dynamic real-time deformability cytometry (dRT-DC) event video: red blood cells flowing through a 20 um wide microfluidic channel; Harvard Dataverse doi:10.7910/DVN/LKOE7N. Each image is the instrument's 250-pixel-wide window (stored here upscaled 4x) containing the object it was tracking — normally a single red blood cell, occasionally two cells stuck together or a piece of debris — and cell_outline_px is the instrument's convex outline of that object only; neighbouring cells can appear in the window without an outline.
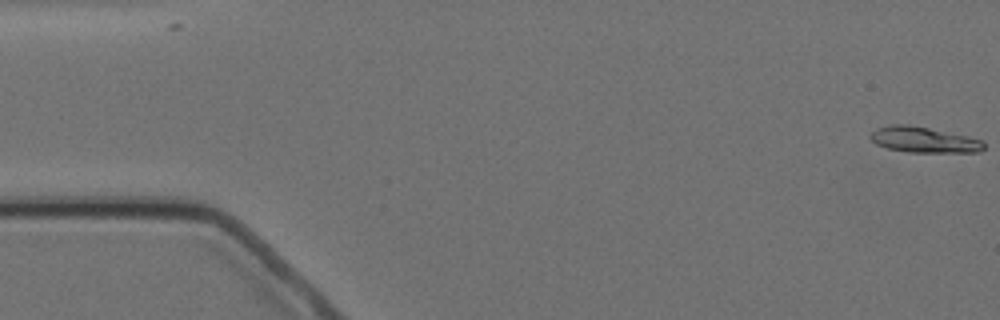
{"species": "Egyptian fruit bat (a non-hibernating species)", "species_latin": "Rousettus aegyptiacus", "temperature_condition": "cold", "stored_images_in_passage": 6, "camera_frame_rate_fps": 3000, "um_per_image_px": 0.085, "animal": {"sex": "female"}, "frame": {"image": 1, "passage_image": 1, "time_ms": 0.0, "image_size_px": [1000, 320], "cell_outline_px": [[984, 148], [980, 152], [908, 152], [888, 148], [876, 144], [868, 136], [876, 128], [892, 124], [908, 124], [968, 136], [984, 140]], "centroid_in_image_um": [78.53, 11.88], "position_along_channel_um": 6.5, "area_um2": 16.99}}
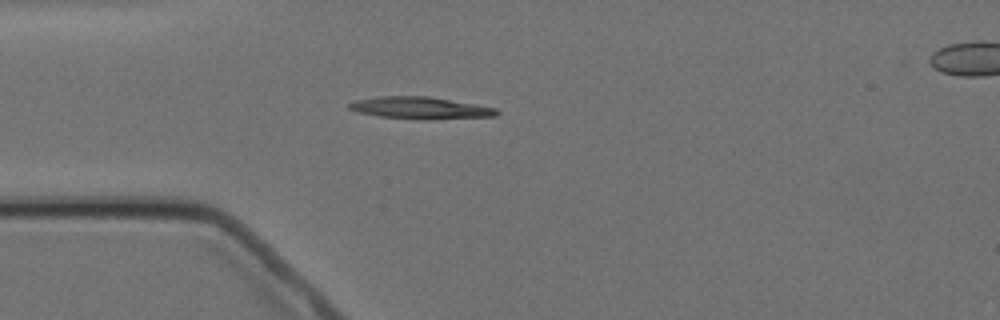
{"frame": {"image": 2, "passage_image": 5, "time_ms": 4.667, "image_size_px": [1000, 320], "cell_outline_px": [[500, 112], [496, 116], [424, 120], [416, 120], [380, 116], [356, 112], [348, 108], [348, 104], [356, 100], [376, 96], [428, 96], [476, 104], [496, 108]], "centroid_in_image_um": [35.72, 9.18], "position_along_channel_um": 49.3, "area_um2": 19.13}}